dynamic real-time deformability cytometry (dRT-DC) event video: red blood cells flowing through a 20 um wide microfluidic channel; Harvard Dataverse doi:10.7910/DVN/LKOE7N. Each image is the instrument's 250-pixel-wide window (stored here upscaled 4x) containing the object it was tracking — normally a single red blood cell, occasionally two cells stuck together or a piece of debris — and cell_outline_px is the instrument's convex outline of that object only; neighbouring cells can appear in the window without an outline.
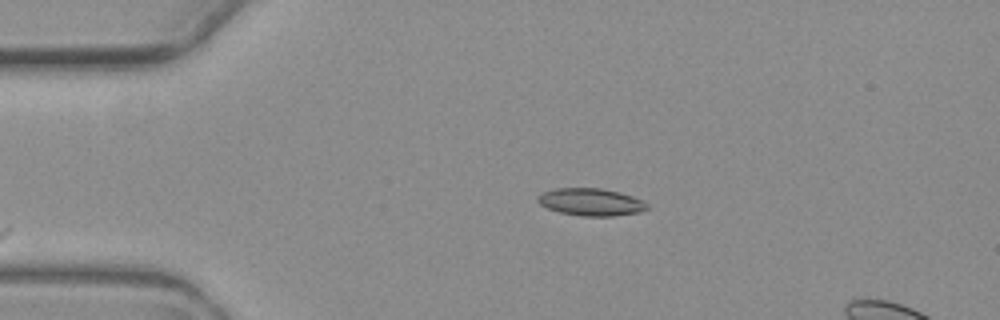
{"species": "common noctule bat (a hibernating species)", "species_latin": "Nyctalus noctula", "temperature_condition": "warm", "stored_images_in_passage": 5, "camera_frame_rate_fps": 3000, "um_per_image_px": 0.085, "animal": {"sex": "female", "body_mass_g": 19.3, "forearm_length_mm": 54.1}, "frame": {"image": 1, "passage_image": 3, "time_ms": 2.667, "image_size_px": [1000, 320], "cell_outline_px": [[648, 208], [640, 212], [616, 216], [580, 216], [560, 212], [548, 208], [540, 204], [536, 200], [536, 196], [544, 192], [556, 188], [600, 188], [620, 192], [644, 200], [648, 204]], "centroid_in_image_um": [50.25, 17.17], "position_along_channel_um": 34.8, "area_um2": 17.57}}